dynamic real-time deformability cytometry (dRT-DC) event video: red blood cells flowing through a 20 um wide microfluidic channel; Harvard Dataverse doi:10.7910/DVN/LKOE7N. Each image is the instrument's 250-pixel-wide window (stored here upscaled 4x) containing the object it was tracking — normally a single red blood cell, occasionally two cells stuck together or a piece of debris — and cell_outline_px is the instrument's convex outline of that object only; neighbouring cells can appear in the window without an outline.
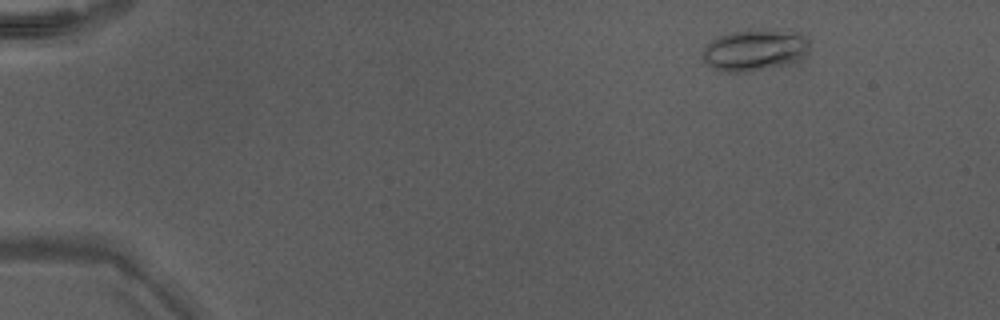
{"species": "Egyptian fruit bat (a non-hibernating species)", "species_latin": "Rousettus aegyptiacus", "temperature_condition": "warm", "stored_images_in_passage": 9, "camera_frame_rate_fps": 3000, "um_per_image_px": 0.085, "animal": {"sex": "male"}, "frame": {"image": 1, "passage_image": 2, "time_ms": 0.333, "image_size_px": [1000, 320], "cell_outline_px": [[808, 48], [796, 60], [788, 64], [752, 72], [716, 72], [700, 56], [704, 48], [712, 40], [720, 36], [732, 32], [760, 28], [788, 28], [800, 32], [808, 40]], "centroid_in_image_um": [64.14, 4.23], "position_along_channel_um": 20.9, "area_um2": 26.47}}